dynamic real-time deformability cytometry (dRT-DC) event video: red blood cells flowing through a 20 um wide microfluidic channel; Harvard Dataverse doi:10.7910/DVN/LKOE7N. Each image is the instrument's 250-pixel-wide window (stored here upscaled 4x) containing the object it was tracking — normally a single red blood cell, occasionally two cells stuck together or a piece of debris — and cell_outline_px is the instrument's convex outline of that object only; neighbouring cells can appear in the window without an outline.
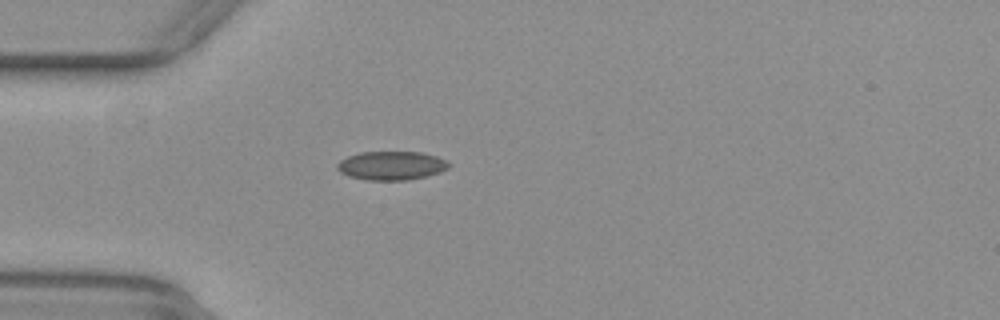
{"species": "common noctule bat (a hibernating species)", "species_latin": "Nyctalus noctula", "temperature_condition": "warm", "stored_images_in_passage": 22, "camera_frame_rate_fps": 3000, "um_per_image_px": 0.085, "animal": {"sex": "female", "body_mass_g": 29.2, "forearm_length_mm": 56.3}, "frame": {"image": 1, "passage_image": 1, "time_ms": 0.0, "image_size_px": [1000, 320], "cell_outline_px": [[452, 164], [448, 168], [440, 172], [408, 180], [368, 180], [348, 176], [340, 172], [336, 168], [336, 164], [340, 160], [348, 156], [360, 152], [420, 152], [436, 156], [448, 160]], "centroid_in_image_um": [33.27, 14.07], "position_along_channel_um": 51.7, "area_um2": 18.79}}
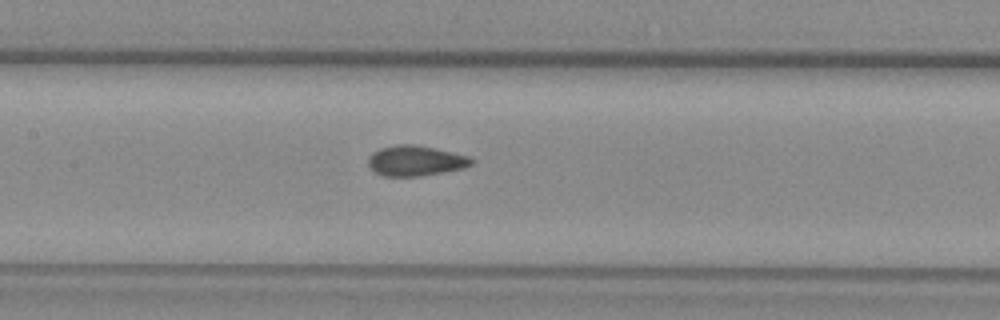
{"frame": {"image": 2, "passage_image": 11, "time_ms": 3.333, "image_size_px": [1000, 320], "cell_outline_px": [[476, 160], [472, 164], [464, 168], [444, 172], [420, 176], [384, 176], [376, 172], [368, 164], [368, 156], [372, 152], [380, 148], [396, 144], [416, 144], [436, 148], [468, 156]], "centroid_in_image_um": [35.33, 13.65], "position_along_channel_um": 172.1, "area_um2": 18.38}}
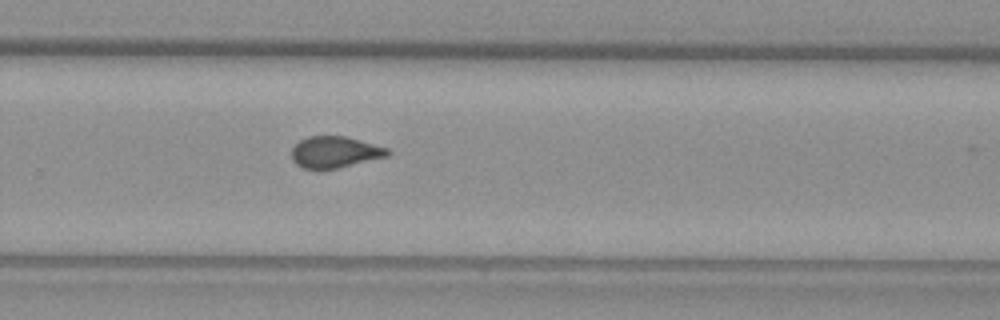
{"frame": {"image": 3, "passage_image": 21, "time_ms": 6.667, "image_size_px": [1000, 320], "cell_outline_px": [[392, 152], [388, 156], [336, 168], [304, 168], [296, 164], [292, 160], [292, 148], [300, 140], [308, 136], [344, 136], [388, 148]], "centroid_in_image_um": [28.46, 12.92], "position_along_channel_um": 301.3, "area_um2": 17.28}}